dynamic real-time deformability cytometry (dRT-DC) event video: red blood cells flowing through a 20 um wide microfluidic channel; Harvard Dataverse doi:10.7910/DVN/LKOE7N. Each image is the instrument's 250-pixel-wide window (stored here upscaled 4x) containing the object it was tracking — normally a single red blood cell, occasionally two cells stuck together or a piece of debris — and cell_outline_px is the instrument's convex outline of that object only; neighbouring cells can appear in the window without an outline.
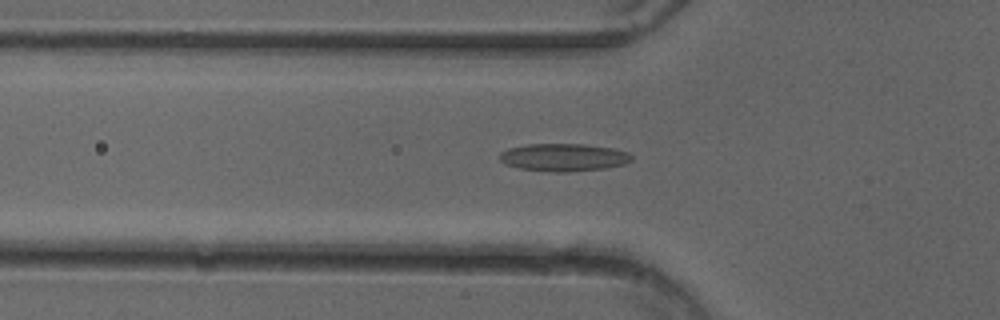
{"species": "common noctule bat (a hibernating species)", "species_latin": "Nyctalus noctula", "temperature_condition": "cold", "stored_images_in_passage": 51, "camera_frame_rate_fps": 3000, "um_per_image_px": 0.085, "animal": {"sex": "female"}, "frame": {"image": 1, "passage_image": 17, "time_ms": 5.333, "image_size_px": [1000, 320], "cell_outline_px": [[632, 160], [624, 164], [604, 168], [568, 172], [552, 172], [520, 168], [504, 164], [500, 160], [500, 152], [508, 148], [528, 144], [584, 144], [616, 148], [628, 152], [632, 156]], "centroid_in_image_um": [47.92, 13.37], "position_along_channel_um": 77.9, "area_um2": 21.39}}
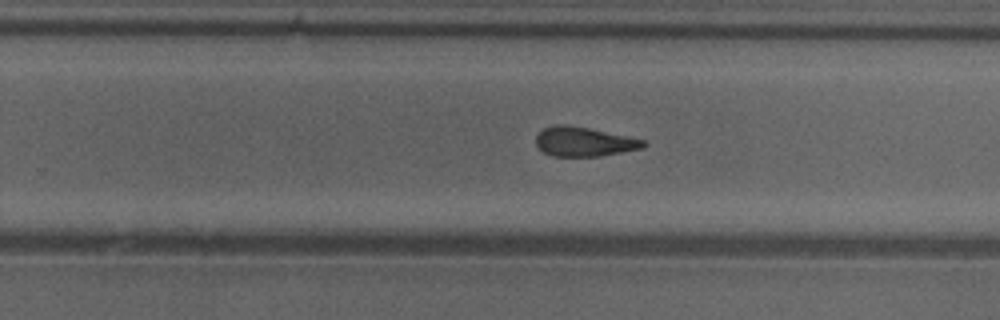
{"frame": {"image": 2, "passage_image": 32, "time_ms": 10.333, "image_size_px": [1000, 320], "cell_outline_px": [[648, 144], [644, 148], [600, 156], [552, 156], [544, 152], [536, 144], [536, 136], [544, 128], [556, 124], [564, 124], [588, 128], [644, 140]], "centroid_in_image_um": [49.64, 12.05], "position_along_channel_um": 280.2, "area_um2": 18.21}}
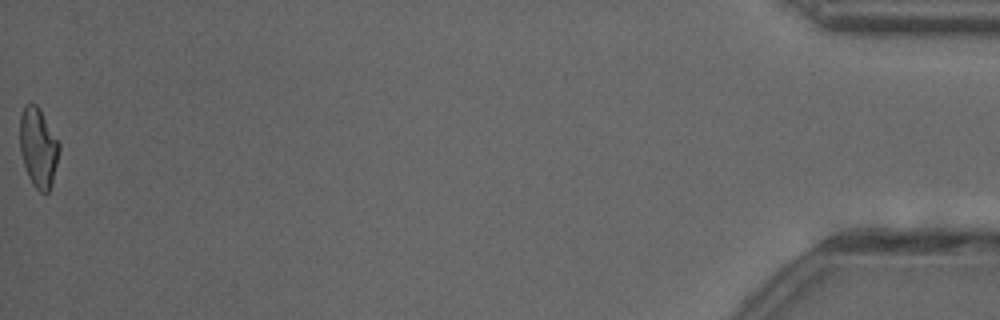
{"frame": {"image": 3, "passage_image": 51, "time_ms": 16.667, "image_size_px": [1000, 320], "cell_outline_px": [[60, 148], [52, 184], [48, 192], [40, 192], [32, 184], [28, 176], [20, 152], [20, 116], [24, 104], [28, 100], [36, 104], [40, 108], [60, 144]], "centroid_in_image_um": [3.24, 12.49], "position_along_channel_um": 432.0, "area_um2": 18.38}, "authors_computed_cell_mechanics": {"area_um2": 19.363, "velocity_mm_per_s": 4.0225, "shape_relaxation_time_tau1_ms": null, "shape_relaxation_time_tau2_ms": 2.4566, "deformation_change_tau1": null, "deformation_change_tau2": 0.1162}}